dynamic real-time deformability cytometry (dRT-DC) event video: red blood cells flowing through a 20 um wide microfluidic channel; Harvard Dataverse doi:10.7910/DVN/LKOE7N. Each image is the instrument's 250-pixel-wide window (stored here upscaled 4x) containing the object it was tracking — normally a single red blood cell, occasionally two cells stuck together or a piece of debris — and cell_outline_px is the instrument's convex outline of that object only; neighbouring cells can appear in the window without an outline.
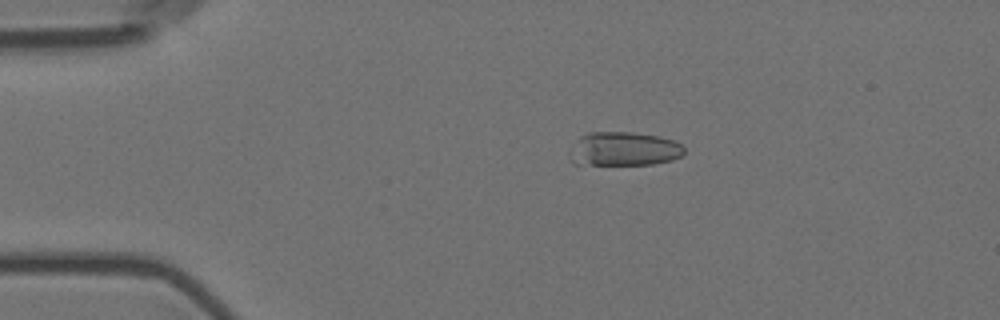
{"species": "Egyptian fruit bat (a non-hibernating species)", "species_latin": "Rousettus aegyptiacus", "temperature_condition": "room temperature", "stored_images_in_passage": 9, "camera_frame_rate_fps": 3000, "um_per_image_px": 0.085, "animal": {"sex": "female"}, "frame": {"image": 1, "passage_image": 2, "time_ms": 0.333, "image_size_px": [1000, 320], "cell_outline_px": [[684, 152], [680, 156], [672, 160], [652, 164], [572, 164], [568, 156], [568, 152], [580, 136], [588, 132], [632, 132], [660, 136], [672, 140], [680, 144], [684, 148]], "centroid_in_image_um": [52.98, 12.66], "position_along_channel_um": 32.0, "area_um2": 22.72}}
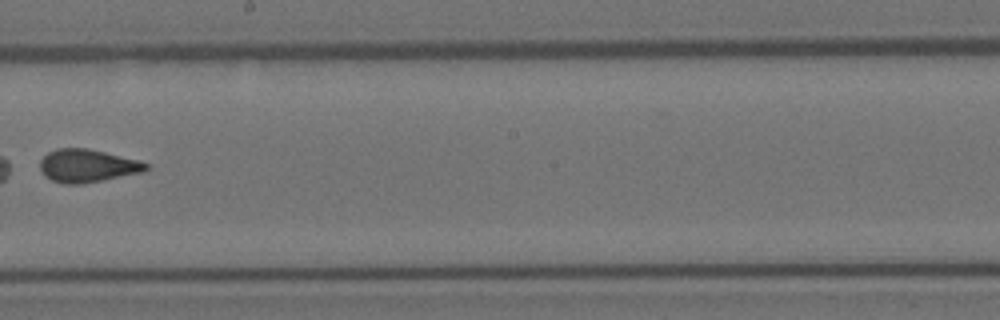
{"frame": {"image": 2, "passage_image": 8, "time_ms": 2.333, "image_size_px": [1000, 320], "cell_outline_px": [[148, 168], [144, 172], [80, 184], [64, 184], [52, 180], [44, 176], [40, 172], [40, 160], [48, 152], [56, 148], [88, 148], [140, 160], [148, 164]], "centroid_in_image_um": [7.41, 14.08], "position_along_channel_um": 240.8, "area_um2": 20.46}}